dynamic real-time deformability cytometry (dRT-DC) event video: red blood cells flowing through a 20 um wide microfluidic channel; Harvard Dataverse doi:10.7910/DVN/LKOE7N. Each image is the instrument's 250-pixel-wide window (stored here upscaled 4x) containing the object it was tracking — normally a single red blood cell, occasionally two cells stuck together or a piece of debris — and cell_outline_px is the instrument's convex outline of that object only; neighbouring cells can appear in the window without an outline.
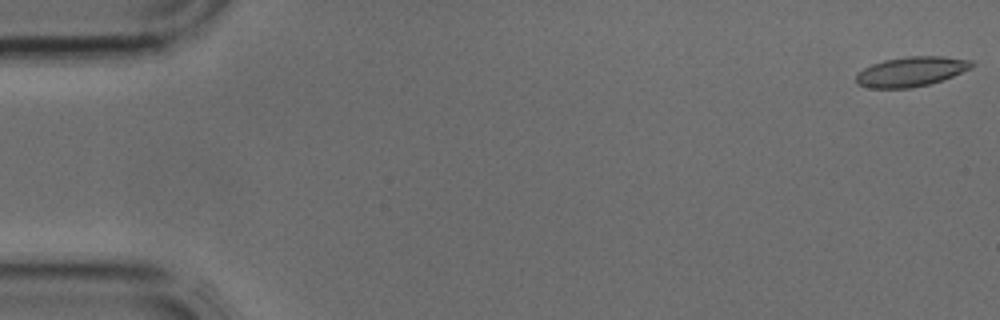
{"species": "common noctule bat (a hibernating species)", "species_latin": "Nyctalus noctula", "temperature_condition": "cold", "stored_images_in_passage": 3, "camera_frame_rate_fps": 3000, "um_per_image_px": 0.085, "animal": {"sex": "male", "body_mass_g": 17.9, "forearm_length_mm": 54.2}, "frame": {"image": 1, "passage_image": 1, "time_ms": 0.0, "image_size_px": [1000, 320], "cell_outline_px": [[976, 64], [972, 68], [952, 76], [928, 84], [912, 88], [868, 88], [856, 84], [856, 72], [872, 64], [884, 60], [908, 56], [944, 56], [972, 60]], "centroid_in_image_um": [77.44, 6.08], "position_along_channel_um": 7.6, "area_um2": 20.17}}